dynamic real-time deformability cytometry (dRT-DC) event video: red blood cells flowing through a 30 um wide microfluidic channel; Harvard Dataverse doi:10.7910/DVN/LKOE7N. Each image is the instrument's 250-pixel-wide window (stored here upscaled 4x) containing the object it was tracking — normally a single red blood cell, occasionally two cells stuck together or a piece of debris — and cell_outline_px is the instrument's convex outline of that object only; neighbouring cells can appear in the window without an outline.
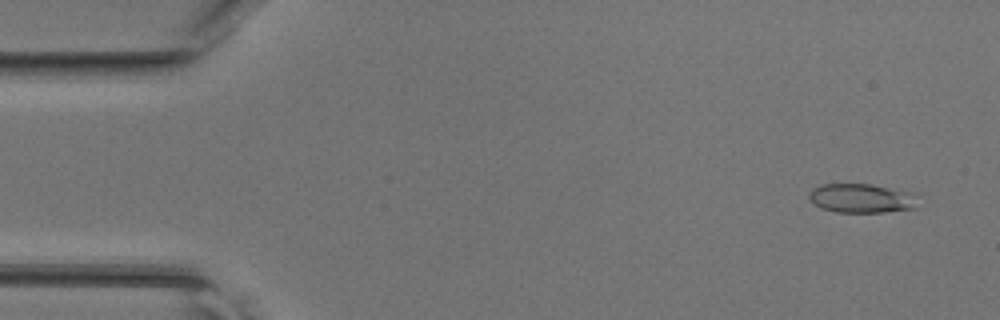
{"species": "common noctule bat (a hibernating species)", "species_latin": "Nyctalus noctula", "temperature_condition": "room temperature", "stored_images_in_passage": 46, "camera_frame_rate_fps": 3000, "um_per_image_px": 0.085, "animal": {"sex": "female", "body_mass_g": 17.0, "forearm_length_mm": 48.0}, "frame": {"image": 1, "passage_image": 3, "time_ms": 0.667, "image_size_px": [1000, 320], "cell_outline_px": [[912, 208], [884, 212], [836, 212], [820, 208], [808, 196], [808, 192], [812, 188], [824, 184], [872, 184], [912, 192]], "centroid_in_image_um": [73.12, 16.84], "position_along_channel_um": 11.9, "area_um2": 18.03}}
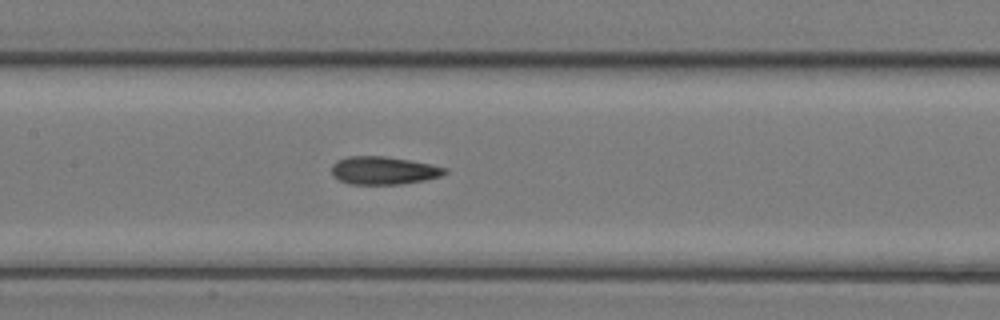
{"frame": {"image": 2, "passage_image": 22, "time_ms": 7.0, "image_size_px": [1000, 320], "cell_outline_px": [[448, 172], [440, 176], [424, 180], [400, 184], [352, 184], [340, 180], [332, 176], [332, 164], [336, 160], [348, 156], [384, 156], [408, 160], [448, 168]], "centroid_in_image_um": [32.58, 14.49], "position_along_channel_um": 174.8, "area_um2": 18.32}}
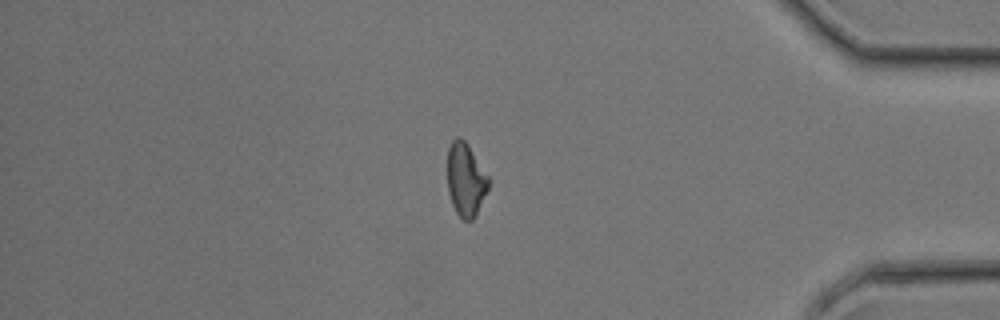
{"frame": {"image": 3, "passage_image": 39, "time_ms": 12.667, "image_size_px": [1000, 320], "cell_outline_px": [[488, 188], [476, 216], [472, 220], [464, 220], [456, 212], [452, 204], [448, 192], [448, 148], [452, 140], [456, 136], [460, 136], [468, 144], [488, 176]], "centroid_in_image_um": [39.57, 15.26], "position_along_channel_um": 395.6, "area_um2": 17.46}}